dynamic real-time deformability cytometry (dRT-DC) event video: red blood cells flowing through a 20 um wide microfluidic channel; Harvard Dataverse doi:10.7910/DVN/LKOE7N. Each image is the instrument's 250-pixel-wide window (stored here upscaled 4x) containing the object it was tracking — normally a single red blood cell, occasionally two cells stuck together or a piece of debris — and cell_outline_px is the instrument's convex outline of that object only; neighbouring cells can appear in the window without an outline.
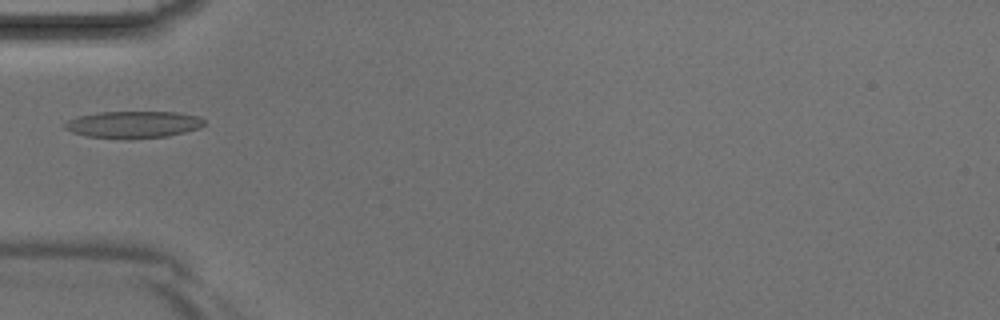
{"species": "Egyptian fruit bat (a non-hibernating species)", "species_latin": "Rousettus aegyptiacus", "temperature_condition": "room temperature", "stored_images_in_passage": 2, "camera_frame_rate_fps": 3000, "um_per_image_px": 0.085, "animal": {"sex": "male"}, "frame": {"image": 1, "passage_image": 2, "time_ms": 0.333, "image_size_px": [1000, 320], "cell_outline_px": [[204, 124], [200, 128], [168, 136], [128, 140], [124, 140], [88, 136], [72, 132], [64, 128], [64, 124], [68, 120], [80, 116], [100, 112], [176, 112], [200, 116], [204, 120]], "centroid_in_image_um": [11.35, 10.6], "position_along_channel_um": 73.6, "area_um2": 22.08}}